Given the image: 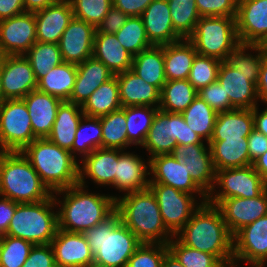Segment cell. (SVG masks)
Wrapping results in <instances>:
<instances>
[{
  "instance_id": "obj_25",
  "label": "cell",
  "mask_w": 267,
  "mask_h": 267,
  "mask_svg": "<svg viewBox=\"0 0 267 267\" xmlns=\"http://www.w3.org/2000/svg\"><path fill=\"white\" fill-rule=\"evenodd\" d=\"M36 138H47L52 132L57 110L63 102L53 95L33 90L23 98Z\"/></svg>"
},
{
  "instance_id": "obj_35",
  "label": "cell",
  "mask_w": 267,
  "mask_h": 267,
  "mask_svg": "<svg viewBox=\"0 0 267 267\" xmlns=\"http://www.w3.org/2000/svg\"><path fill=\"white\" fill-rule=\"evenodd\" d=\"M77 66L62 62L54 66L37 82V90L53 95L61 101H69L74 89Z\"/></svg>"
},
{
  "instance_id": "obj_45",
  "label": "cell",
  "mask_w": 267,
  "mask_h": 267,
  "mask_svg": "<svg viewBox=\"0 0 267 267\" xmlns=\"http://www.w3.org/2000/svg\"><path fill=\"white\" fill-rule=\"evenodd\" d=\"M115 35L120 44L133 56L153 46L147 38L141 16L129 17Z\"/></svg>"
},
{
  "instance_id": "obj_10",
  "label": "cell",
  "mask_w": 267,
  "mask_h": 267,
  "mask_svg": "<svg viewBox=\"0 0 267 267\" xmlns=\"http://www.w3.org/2000/svg\"><path fill=\"white\" fill-rule=\"evenodd\" d=\"M215 183L221 190L215 196L208 195L207 202L218 205L223 199L230 197L254 198L259 196L266 188L264 179L255 171L252 165L217 170Z\"/></svg>"
},
{
  "instance_id": "obj_27",
  "label": "cell",
  "mask_w": 267,
  "mask_h": 267,
  "mask_svg": "<svg viewBox=\"0 0 267 267\" xmlns=\"http://www.w3.org/2000/svg\"><path fill=\"white\" fill-rule=\"evenodd\" d=\"M122 107L160 105V91L137 76L132 70L116 75Z\"/></svg>"
},
{
  "instance_id": "obj_36",
  "label": "cell",
  "mask_w": 267,
  "mask_h": 267,
  "mask_svg": "<svg viewBox=\"0 0 267 267\" xmlns=\"http://www.w3.org/2000/svg\"><path fill=\"white\" fill-rule=\"evenodd\" d=\"M84 115L101 117L122 108L117 76L100 85L81 106Z\"/></svg>"
},
{
  "instance_id": "obj_28",
  "label": "cell",
  "mask_w": 267,
  "mask_h": 267,
  "mask_svg": "<svg viewBox=\"0 0 267 267\" xmlns=\"http://www.w3.org/2000/svg\"><path fill=\"white\" fill-rule=\"evenodd\" d=\"M92 57L101 61L114 75L131 70L133 55L115 34L95 32Z\"/></svg>"
},
{
  "instance_id": "obj_55",
  "label": "cell",
  "mask_w": 267,
  "mask_h": 267,
  "mask_svg": "<svg viewBox=\"0 0 267 267\" xmlns=\"http://www.w3.org/2000/svg\"><path fill=\"white\" fill-rule=\"evenodd\" d=\"M22 267H57L51 245H34Z\"/></svg>"
},
{
  "instance_id": "obj_47",
  "label": "cell",
  "mask_w": 267,
  "mask_h": 267,
  "mask_svg": "<svg viewBox=\"0 0 267 267\" xmlns=\"http://www.w3.org/2000/svg\"><path fill=\"white\" fill-rule=\"evenodd\" d=\"M167 245L169 251L184 267H225L215 255L190 248L178 239H171Z\"/></svg>"
},
{
  "instance_id": "obj_8",
  "label": "cell",
  "mask_w": 267,
  "mask_h": 267,
  "mask_svg": "<svg viewBox=\"0 0 267 267\" xmlns=\"http://www.w3.org/2000/svg\"><path fill=\"white\" fill-rule=\"evenodd\" d=\"M188 39L193 43L197 54L226 61L240 45L236 18L200 17L194 33Z\"/></svg>"
},
{
  "instance_id": "obj_9",
  "label": "cell",
  "mask_w": 267,
  "mask_h": 267,
  "mask_svg": "<svg viewBox=\"0 0 267 267\" xmlns=\"http://www.w3.org/2000/svg\"><path fill=\"white\" fill-rule=\"evenodd\" d=\"M35 139L24 100H3L0 103V152H21Z\"/></svg>"
},
{
  "instance_id": "obj_17",
  "label": "cell",
  "mask_w": 267,
  "mask_h": 267,
  "mask_svg": "<svg viewBox=\"0 0 267 267\" xmlns=\"http://www.w3.org/2000/svg\"><path fill=\"white\" fill-rule=\"evenodd\" d=\"M258 77L259 75H244L226 61H222L217 81L229 96L230 103L235 109H253L257 106Z\"/></svg>"
},
{
  "instance_id": "obj_63",
  "label": "cell",
  "mask_w": 267,
  "mask_h": 267,
  "mask_svg": "<svg viewBox=\"0 0 267 267\" xmlns=\"http://www.w3.org/2000/svg\"><path fill=\"white\" fill-rule=\"evenodd\" d=\"M58 0H23L25 12L35 13L49 5L56 3Z\"/></svg>"
},
{
  "instance_id": "obj_62",
  "label": "cell",
  "mask_w": 267,
  "mask_h": 267,
  "mask_svg": "<svg viewBox=\"0 0 267 267\" xmlns=\"http://www.w3.org/2000/svg\"><path fill=\"white\" fill-rule=\"evenodd\" d=\"M257 109V106L252 109L254 129L267 136V108L261 113H259Z\"/></svg>"
},
{
  "instance_id": "obj_19",
  "label": "cell",
  "mask_w": 267,
  "mask_h": 267,
  "mask_svg": "<svg viewBox=\"0 0 267 267\" xmlns=\"http://www.w3.org/2000/svg\"><path fill=\"white\" fill-rule=\"evenodd\" d=\"M217 207L223 215L228 230L234 235L242 227L267 215V188L254 198L223 199Z\"/></svg>"
},
{
  "instance_id": "obj_33",
  "label": "cell",
  "mask_w": 267,
  "mask_h": 267,
  "mask_svg": "<svg viewBox=\"0 0 267 267\" xmlns=\"http://www.w3.org/2000/svg\"><path fill=\"white\" fill-rule=\"evenodd\" d=\"M142 158L132 153H123L119 156L117 161V189L120 192L127 191V193L137 192L148 189L149 179H146L147 165Z\"/></svg>"
},
{
  "instance_id": "obj_32",
  "label": "cell",
  "mask_w": 267,
  "mask_h": 267,
  "mask_svg": "<svg viewBox=\"0 0 267 267\" xmlns=\"http://www.w3.org/2000/svg\"><path fill=\"white\" fill-rule=\"evenodd\" d=\"M215 171L252 165L249 158L248 139L209 141Z\"/></svg>"
},
{
  "instance_id": "obj_53",
  "label": "cell",
  "mask_w": 267,
  "mask_h": 267,
  "mask_svg": "<svg viewBox=\"0 0 267 267\" xmlns=\"http://www.w3.org/2000/svg\"><path fill=\"white\" fill-rule=\"evenodd\" d=\"M198 95L216 112H226L234 110L229 96L225 94L221 84L216 81L198 91Z\"/></svg>"
},
{
  "instance_id": "obj_20",
  "label": "cell",
  "mask_w": 267,
  "mask_h": 267,
  "mask_svg": "<svg viewBox=\"0 0 267 267\" xmlns=\"http://www.w3.org/2000/svg\"><path fill=\"white\" fill-rule=\"evenodd\" d=\"M95 32L93 25L74 17L58 42L63 62L78 65L91 58Z\"/></svg>"
},
{
  "instance_id": "obj_24",
  "label": "cell",
  "mask_w": 267,
  "mask_h": 267,
  "mask_svg": "<svg viewBox=\"0 0 267 267\" xmlns=\"http://www.w3.org/2000/svg\"><path fill=\"white\" fill-rule=\"evenodd\" d=\"M141 17L152 45L161 46L183 39L174 30L168 0H153Z\"/></svg>"
},
{
  "instance_id": "obj_26",
  "label": "cell",
  "mask_w": 267,
  "mask_h": 267,
  "mask_svg": "<svg viewBox=\"0 0 267 267\" xmlns=\"http://www.w3.org/2000/svg\"><path fill=\"white\" fill-rule=\"evenodd\" d=\"M76 66L74 89L68 102L82 106L89 96L114 74L101 61L93 57Z\"/></svg>"
},
{
  "instance_id": "obj_43",
  "label": "cell",
  "mask_w": 267,
  "mask_h": 267,
  "mask_svg": "<svg viewBox=\"0 0 267 267\" xmlns=\"http://www.w3.org/2000/svg\"><path fill=\"white\" fill-rule=\"evenodd\" d=\"M102 133L99 117L83 115L78 129L76 130L75 140L72 147V155L74 156L77 151L80 152L84 158L94 150L100 147L102 148Z\"/></svg>"
},
{
  "instance_id": "obj_29",
  "label": "cell",
  "mask_w": 267,
  "mask_h": 267,
  "mask_svg": "<svg viewBox=\"0 0 267 267\" xmlns=\"http://www.w3.org/2000/svg\"><path fill=\"white\" fill-rule=\"evenodd\" d=\"M254 130L252 109H234L218 113L210 141L247 139Z\"/></svg>"
},
{
  "instance_id": "obj_61",
  "label": "cell",
  "mask_w": 267,
  "mask_h": 267,
  "mask_svg": "<svg viewBox=\"0 0 267 267\" xmlns=\"http://www.w3.org/2000/svg\"><path fill=\"white\" fill-rule=\"evenodd\" d=\"M256 88L258 99L267 103V56L263 59Z\"/></svg>"
},
{
  "instance_id": "obj_38",
  "label": "cell",
  "mask_w": 267,
  "mask_h": 267,
  "mask_svg": "<svg viewBox=\"0 0 267 267\" xmlns=\"http://www.w3.org/2000/svg\"><path fill=\"white\" fill-rule=\"evenodd\" d=\"M198 96L188 79L167 81L160 92L159 110L181 114Z\"/></svg>"
},
{
  "instance_id": "obj_46",
  "label": "cell",
  "mask_w": 267,
  "mask_h": 267,
  "mask_svg": "<svg viewBox=\"0 0 267 267\" xmlns=\"http://www.w3.org/2000/svg\"><path fill=\"white\" fill-rule=\"evenodd\" d=\"M258 51L256 56L246 54V50ZM267 56L264 45L240 44L227 58L226 62L244 75H259L263 59Z\"/></svg>"
},
{
  "instance_id": "obj_30",
  "label": "cell",
  "mask_w": 267,
  "mask_h": 267,
  "mask_svg": "<svg viewBox=\"0 0 267 267\" xmlns=\"http://www.w3.org/2000/svg\"><path fill=\"white\" fill-rule=\"evenodd\" d=\"M83 115L81 105L63 101L57 110L52 132L47 138L72 153L76 130Z\"/></svg>"
},
{
  "instance_id": "obj_42",
  "label": "cell",
  "mask_w": 267,
  "mask_h": 267,
  "mask_svg": "<svg viewBox=\"0 0 267 267\" xmlns=\"http://www.w3.org/2000/svg\"><path fill=\"white\" fill-rule=\"evenodd\" d=\"M34 72L37 82L54 66L63 62L58 44L36 41L24 55Z\"/></svg>"
},
{
  "instance_id": "obj_51",
  "label": "cell",
  "mask_w": 267,
  "mask_h": 267,
  "mask_svg": "<svg viewBox=\"0 0 267 267\" xmlns=\"http://www.w3.org/2000/svg\"><path fill=\"white\" fill-rule=\"evenodd\" d=\"M167 244L142 243L129 258L126 267H161Z\"/></svg>"
},
{
  "instance_id": "obj_60",
  "label": "cell",
  "mask_w": 267,
  "mask_h": 267,
  "mask_svg": "<svg viewBox=\"0 0 267 267\" xmlns=\"http://www.w3.org/2000/svg\"><path fill=\"white\" fill-rule=\"evenodd\" d=\"M25 12L23 0H0V21Z\"/></svg>"
},
{
  "instance_id": "obj_22",
  "label": "cell",
  "mask_w": 267,
  "mask_h": 267,
  "mask_svg": "<svg viewBox=\"0 0 267 267\" xmlns=\"http://www.w3.org/2000/svg\"><path fill=\"white\" fill-rule=\"evenodd\" d=\"M123 150L98 148L82 158L79 166L78 184L85 187V175L99 185H113L117 188V161ZM84 175V176H83Z\"/></svg>"
},
{
  "instance_id": "obj_56",
  "label": "cell",
  "mask_w": 267,
  "mask_h": 267,
  "mask_svg": "<svg viewBox=\"0 0 267 267\" xmlns=\"http://www.w3.org/2000/svg\"><path fill=\"white\" fill-rule=\"evenodd\" d=\"M128 18V15L112 6L96 28V31L100 33L115 34L124 26Z\"/></svg>"
},
{
  "instance_id": "obj_57",
  "label": "cell",
  "mask_w": 267,
  "mask_h": 267,
  "mask_svg": "<svg viewBox=\"0 0 267 267\" xmlns=\"http://www.w3.org/2000/svg\"><path fill=\"white\" fill-rule=\"evenodd\" d=\"M153 0H112L113 6L129 17L141 16Z\"/></svg>"
},
{
  "instance_id": "obj_5",
  "label": "cell",
  "mask_w": 267,
  "mask_h": 267,
  "mask_svg": "<svg viewBox=\"0 0 267 267\" xmlns=\"http://www.w3.org/2000/svg\"><path fill=\"white\" fill-rule=\"evenodd\" d=\"M21 152L51 192L78 184L80 165L76 156L48 138H36Z\"/></svg>"
},
{
  "instance_id": "obj_34",
  "label": "cell",
  "mask_w": 267,
  "mask_h": 267,
  "mask_svg": "<svg viewBox=\"0 0 267 267\" xmlns=\"http://www.w3.org/2000/svg\"><path fill=\"white\" fill-rule=\"evenodd\" d=\"M131 70L161 92L167 82L164 71V45H153L133 56Z\"/></svg>"
},
{
  "instance_id": "obj_16",
  "label": "cell",
  "mask_w": 267,
  "mask_h": 267,
  "mask_svg": "<svg viewBox=\"0 0 267 267\" xmlns=\"http://www.w3.org/2000/svg\"><path fill=\"white\" fill-rule=\"evenodd\" d=\"M265 265L267 261V215L250 223L233 235V261Z\"/></svg>"
},
{
  "instance_id": "obj_44",
  "label": "cell",
  "mask_w": 267,
  "mask_h": 267,
  "mask_svg": "<svg viewBox=\"0 0 267 267\" xmlns=\"http://www.w3.org/2000/svg\"><path fill=\"white\" fill-rule=\"evenodd\" d=\"M174 30L183 38L188 39L195 31L200 19L196 0H168Z\"/></svg>"
},
{
  "instance_id": "obj_14",
  "label": "cell",
  "mask_w": 267,
  "mask_h": 267,
  "mask_svg": "<svg viewBox=\"0 0 267 267\" xmlns=\"http://www.w3.org/2000/svg\"><path fill=\"white\" fill-rule=\"evenodd\" d=\"M171 154L185 164L194 183L207 196L214 194L216 171L209 144L207 148L204 144L177 145Z\"/></svg>"
},
{
  "instance_id": "obj_67",
  "label": "cell",
  "mask_w": 267,
  "mask_h": 267,
  "mask_svg": "<svg viewBox=\"0 0 267 267\" xmlns=\"http://www.w3.org/2000/svg\"><path fill=\"white\" fill-rule=\"evenodd\" d=\"M3 101V91H2V80H1V72H0V103Z\"/></svg>"
},
{
  "instance_id": "obj_3",
  "label": "cell",
  "mask_w": 267,
  "mask_h": 267,
  "mask_svg": "<svg viewBox=\"0 0 267 267\" xmlns=\"http://www.w3.org/2000/svg\"><path fill=\"white\" fill-rule=\"evenodd\" d=\"M94 255L93 267H126L129 258L142 244L120 221L115 211L102 223L84 232Z\"/></svg>"
},
{
  "instance_id": "obj_15",
  "label": "cell",
  "mask_w": 267,
  "mask_h": 267,
  "mask_svg": "<svg viewBox=\"0 0 267 267\" xmlns=\"http://www.w3.org/2000/svg\"><path fill=\"white\" fill-rule=\"evenodd\" d=\"M240 44H267V0H238L236 16Z\"/></svg>"
},
{
  "instance_id": "obj_66",
  "label": "cell",
  "mask_w": 267,
  "mask_h": 267,
  "mask_svg": "<svg viewBox=\"0 0 267 267\" xmlns=\"http://www.w3.org/2000/svg\"><path fill=\"white\" fill-rule=\"evenodd\" d=\"M236 265V263H235V261H231V262H229L225 267H236L235 266ZM265 265H255V264H252V267H264Z\"/></svg>"
},
{
  "instance_id": "obj_21",
  "label": "cell",
  "mask_w": 267,
  "mask_h": 267,
  "mask_svg": "<svg viewBox=\"0 0 267 267\" xmlns=\"http://www.w3.org/2000/svg\"><path fill=\"white\" fill-rule=\"evenodd\" d=\"M50 245L57 267H93L94 255L84 233L58 229Z\"/></svg>"
},
{
  "instance_id": "obj_1",
  "label": "cell",
  "mask_w": 267,
  "mask_h": 267,
  "mask_svg": "<svg viewBox=\"0 0 267 267\" xmlns=\"http://www.w3.org/2000/svg\"><path fill=\"white\" fill-rule=\"evenodd\" d=\"M176 237L190 248L215 255L225 266L233 261V235L216 205L201 202Z\"/></svg>"
},
{
  "instance_id": "obj_6",
  "label": "cell",
  "mask_w": 267,
  "mask_h": 267,
  "mask_svg": "<svg viewBox=\"0 0 267 267\" xmlns=\"http://www.w3.org/2000/svg\"><path fill=\"white\" fill-rule=\"evenodd\" d=\"M22 152H0V195L17 203H35L51 197Z\"/></svg>"
},
{
  "instance_id": "obj_12",
  "label": "cell",
  "mask_w": 267,
  "mask_h": 267,
  "mask_svg": "<svg viewBox=\"0 0 267 267\" xmlns=\"http://www.w3.org/2000/svg\"><path fill=\"white\" fill-rule=\"evenodd\" d=\"M36 41L34 13L23 12L0 21V56L25 55Z\"/></svg>"
},
{
  "instance_id": "obj_64",
  "label": "cell",
  "mask_w": 267,
  "mask_h": 267,
  "mask_svg": "<svg viewBox=\"0 0 267 267\" xmlns=\"http://www.w3.org/2000/svg\"><path fill=\"white\" fill-rule=\"evenodd\" d=\"M252 166L267 184V151L255 159Z\"/></svg>"
},
{
  "instance_id": "obj_48",
  "label": "cell",
  "mask_w": 267,
  "mask_h": 267,
  "mask_svg": "<svg viewBox=\"0 0 267 267\" xmlns=\"http://www.w3.org/2000/svg\"><path fill=\"white\" fill-rule=\"evenodd\" d=\"M33 246L21 238L0 236V267H22Z\"/></svg>"
},
{
  "instance_id": "obj_11",
  "label": "cell",
  "mask_w": 267,
  "mask_h": 267,
  "mask_svg": "<svg viewBox=\"0 0 267 267\" xmlns=\"http://www.w3.org/2000/svg\"><path fill=\"white\" fill-rule=\"evenodd\" d=\"M148 188L158 202L166 229L175 237L200 205H196L195 198L191 194L165 184L149 183Z\"/></svg>"
},
{
  "instance_id": "obj_31",
  "label": "cell",
  "mask_w": 267,
  "mask_h": 267,
  "mask_svg": "<svg viewBox=\"0 0 267 267\" xmlns=\"http://www.w3.org/2000/svg\"><path fill=\"white\" fill-rule=\"evenodd\" d=\"M197 52L189 39L164 45V71L167 81L188 79Z\"/></svg>"
},
{
  "instance_id": "obj_39",
  "label": "cell",
  "mask_w": 267,
  "mask_h": 267,
  "mask_svg": "<svg viewBox=\"0 0 267 267\" xmlns=\"http://www.w3.org/2000/svg\"><path fill=\"white\" fill-rule=\"evenodd\" d=\"M181 115L191 130L209 143L218 113L198 95Z\"/></svg>"
},
{
  "instance_id": "obj_50",
  "label": "cell",
  "mask_w": 267,
  "mask_h": 267,
  "mask_svg": "<svg viewBox=\"0 0 267 267\" xmlns=\"http://www.w3.org/2000/svg\"><path fill=\"white\" fill-rule=\"evenodd\" d=\"M74 17L83 20L95 28L113 6L112 0H69Z\"/></svg>"
},
{
  "instance_id": "obj_4",
  "label": "cell",
  "mask_w": 267,
  "mask_h": 267,
  "mask_svg": "<svg viewBox=\"0 0 267 267\" xmlns=\"http://www.w3.org/2000/svg\"><path fill=\"white\" fill-rule=\"evenodd\" d=\"M116 212L119 214L120 221L142 243L167 244L174 237L166 229L158 202L149 188L117 198Z\"/></svg>"
},
{
  "instance_id": "obj_58",
  "label": "cell",
  "mask_w": 267,
  "mask_h": 267,
  "mask_svg": "<svg viewBox=\"0 0 267 267\" xmlns=\"http://www.w3.org/2000/svg\"><path fill=\"white\" fill-rule=\"evenodd\" d=\"M249 158L253 162L259 156L267 151V136L255 129L247 137Z\"/></svg>"
},
{
  "instance_id": "obj_52",
  "label": "cell",
  "mask_w": 267,
  "mask_h": 267,
  "mask_svg": "<svg viewBox=\"0 0 267 267\" xmlns=\"http://www.w3.org/2000/svg\"><path fill=\"white\" fill-rule=\"evenodd\" d=\"M196 6L201 17L236 18L238 0H196Z\"/></svg>"
},
{
  "instance_id": "obj_7",
  "label": "cell",
  "mask_w": 267,
  "mask_h": 267,
  "mask_svg": "<svg viewBox=\"0 0 267 267\" xmlns=\"http://www.w3.org/2000/svg\"><path fill=\"white\" fill-rule=\"evenodd\" d=\"M57 201L56 196L52 195L35 203H18L5 235L34 245L50 244L58 230V213L51 211L54 205L62 203Z\"/></svg>"
},
{
  "instance_id": "obj_54",
  "label": "cell",
  "mask_w": 267,
  "mask_h": 267,
  "mask_svg": "<svg viewBox=\"0 0 267 267\" xmlns=\"http://www.w3.org/2000/svg\"><path fill=\"white\" fill-rule=\"evenodd\" d=\"M171 138L177 145L203 144V139L191 130L179 113H171Z\"/></svg>"
},
{
  "instance_id": "obj_49",
  "label": "cell",
  "mask_w": 267,
  "mask_h": 267,
  "mask_svg": "<svg viewBox=\"0 0 267 267\" xmlns=\"http://www.w3.org/2000/svg\"><path fill=\"white\" fill-rule=\"evenodd\" d=\"M221 60L196 54L189 73L188 81L199 91L217 81Z\"/></svg>"
},
{
  "instance_id": "obj_40",
  "label": "cell",
  "mask_w": 267,
  "mask_h": 267,
  "mask_svg": "<svg viewBox=\"0 0 267 267\" xmlns=\"http://www.w3.org/2000/svg\"><path fill=\"white\" fill-rule=\"evenodd\" d=\"M102 127V148L124 150L128 141L125 107L99 117Z\"/></svg>"
},
{
  "instance_id": "obj_13",
  "label": "cell",
  "mask_w": 267,
  "mask_h": 267,
  "mask_svg": "<svg viewBox=\"0 0 267 267\" xmlns=\"http://www.w3.org/2000/svg\"><path fill=\"white\" fill-rule=\"evenodd\" d=\"M3 100L23 99L37 89V80L24 55L0 56Z\"/></svg>"
},
{
  "instance_id": "obj_65",
  "label": "cell",
  "mask_w": 267,
  "mask_h": 267,
  "mask_svg": "<svg viewBox=\"0 0 267 267\" xmlns=\"http://www.w3.org/2000/svg\"><path fill=\"white\" fill-rule=\"evenodd\" d=\"M161 267H184V266L170 251H168L163 258Z\"/></svg>"
},
{
  "instance_id": "obj_2",
  "label": "cell",
  "mask_w": 267,
  "mask_h": 267,
  "mask_svg": "<svg viewBox=\"0 0 267 267\" xmlns=\"http://www.w3.org/2000/svg\"><path fill=\"white\" fill-rule=\"evenodd\" d=\"M65 193L58 213V229L84 233L116 211L118 197L88 193L80 184L54 192Z\"/></svg>"
},
{
  "instance_id": "obj_37",
  "label": "cell",
  "mask_w": 267,
  "mask_h": 267,
  "mask_svg": "<svg viewBox=\"0 0 267 267\" xmlns=\"http://www.w3.org/2000/svg\"><path fill=\"white\" fill-rule=\"evenodd\" d=\"M151 153V158L171 154L177 142L171 138V113L158 110L142 145Z\"/></svg>"
},
{
  "instance_id": "obj_23",
  "label": "cell",
  "mask_w": 267,
  "mask_h": 267,
  "mask_svg": "<svg viewBox=\"0 0 267 267\" xmlns=\"http://www.w3.org/2000/svg\"><path fill=\"white\" fill-rule=\"evenodd\" d=\"M38 42L58 44L63 32L74 18L69 0L56 3L34 13Z\"/></svg>"
},
{
  "instance_id": "obj_18",
  "label": "cell",
  "mask_w": 267,
  "mask_h": 267,
  "mask_svg": "<svg viewBox=\"0 0 267 267\" xmlns=\"http://www.w3.org/2000/svg\"><path fill=\"white\" fill-rule=\"evenodd\" d=\"M148 161V167L154 174V179L151 178L149 183L165 184L191 195L200 193L202 203L207 202V195L194 183L185 164L172 154L158 155Z\"/></svg>"
},
{
  "instance_id": "obj_59",
  "label": "cell",
  "mask_w": 267,
  "mask_h": 267,
  "mask_svg": "<svg viewBox=\"0 0 267 267\" xmlns=\"http://www.w3.org/2000/svg\"><path fill=\"white\" fill-rule=\"evenodd\" d=\"M17 204V202L5 197L0 199V236L7 233L9 223L12 220Z\"/></svg>"
},
{
  "instance_id": "obj_41",
  "label": "cell",
  "mask_w": 267,
  "mask_h": 267,
  "mask_svg": "<svg viewBox=\"0 0 267 267\" xmlns=\"http://www.w3.org/2000/svg\"><path fill=\"white\" fill-rule=\"evenodd\" d=\"M158 110V106L154 108L150 106L125 107L127 136L131 144L141 146L144 144Z\"/></svg>"
}]
</instances>
